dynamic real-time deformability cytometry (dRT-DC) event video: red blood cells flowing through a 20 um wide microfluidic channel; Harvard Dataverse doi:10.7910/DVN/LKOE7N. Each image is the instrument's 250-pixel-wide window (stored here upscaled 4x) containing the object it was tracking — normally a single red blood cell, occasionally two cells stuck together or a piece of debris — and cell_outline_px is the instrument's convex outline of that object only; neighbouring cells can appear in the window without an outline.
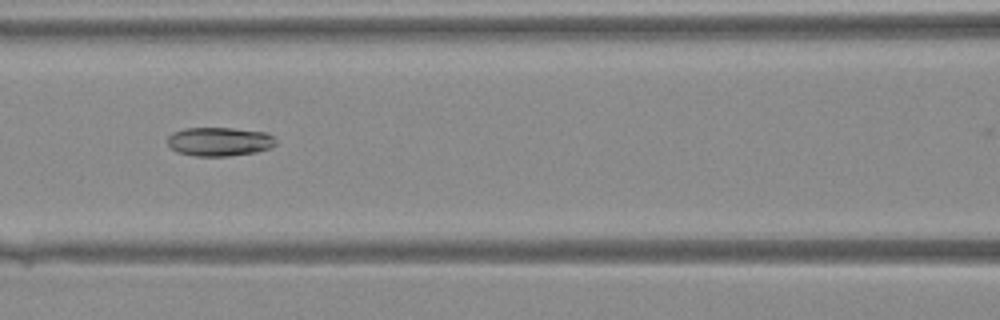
{"species": "Egyptian fruit bat (a non-hibernating species)", "species_latin": "Rousettus aegyptiacus", "temperature_condition": "warm", "stored_images_in_passage": 33, "camera_frame_rate_fps": 3000, "um_per_image_px": 0.085, "animal": {"sex": "female"}, "frame": {"image": 1, "passage_image": 11, "time_ms": 3.333, "image_size_px": [1000, 320], "cell_outline_px": [[276, 144], [272, 148], [256, 152], [228, 156], [196, 156], [176, 152], [168, 144], [168, 136], [172, 132], [184, 128], [232, 128], [264, 132], [272, 136], [276, 140]], "centroid_in_image_um": [18.64, 12.04], "position_along_channel_um": 148.0, "area_um2": 18.26}}
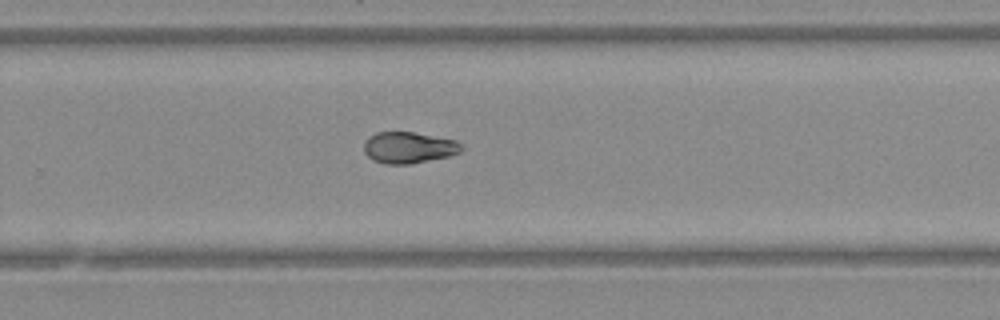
{"frame": {"image": 2, "passage_image": 20, "time_ms": 6.333, "image_size_px": [1000, 320], "cell_outline_px": [[464, 148], [460, 152], [448, 156], [408, 164], [384, 164], [372, 160], [364, 152], [364, 140], [368, 136], [376, 132], [416, 132], [456, 140]], "centroid_in_image_um": [34.71, 12.53], "position_along_channel_um": 295.1, "area_um2": 17.92}}
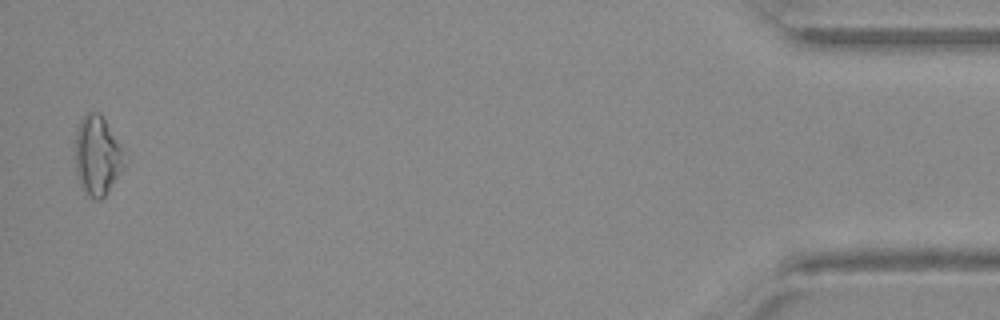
{"frame": {"image": 3, "passage_image": 33, "time_ms": 10.667, "image_size_px": [1000, 320], "cell_outline_px": [[124, 164], [104, 196], [100, 200], [96, 200], [88, 196], [80, 184], [76, 168], [76, 132], [80, 120], [88, 112], [100, 112], [120, 148]], "centroid_in_image_um": [8.22, 13.23], "position_along_channel_um": 427.0, "area_um2": 21.68}}